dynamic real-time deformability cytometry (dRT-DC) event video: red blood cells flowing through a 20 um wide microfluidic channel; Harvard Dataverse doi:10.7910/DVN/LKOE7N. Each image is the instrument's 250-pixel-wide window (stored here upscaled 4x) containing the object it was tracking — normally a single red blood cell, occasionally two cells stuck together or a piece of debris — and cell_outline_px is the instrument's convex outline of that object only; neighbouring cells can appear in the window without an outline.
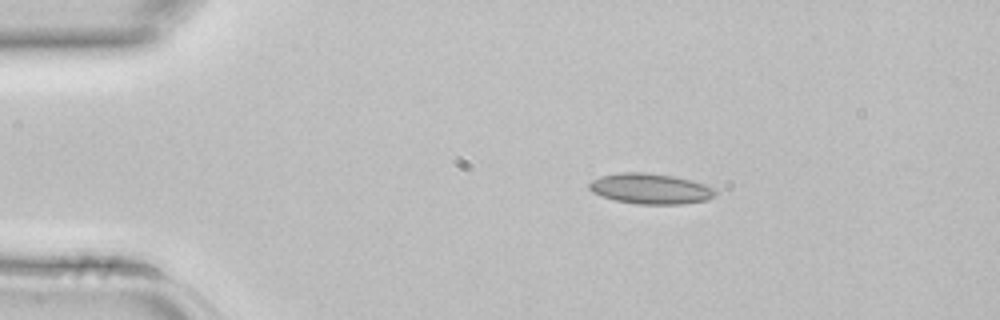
{"species": "common noctule bat (a hibernating species)", "species_latin": "Nyctalus noctula", "temperature_condition": "room temperature", "stored_images_in_passage": 2, "camera_frame_rate_fps": 3000, "um_per_image_px": 0.085, "animal": {"sex": "female", "body_mass_g": 22.7, "forearm_length_mm": 54.2}, "frame": {"image": 1, "passage_image": 2, "time_ms": 0.333, "image_size_px": [1000, 320], "cell_outline_px": [[720, 192], [716, 196], [708, 200], [680, 204], [636, 204], [616, 200], [592, 192], [588, 188], [588, 184], [592, 180], [600, 176], [620, 172], [644, 172], [672, 176], [692, 180], [708, 184], [716, 188]], "centroid_in_image_um": [55.36, 16.04], "position_along_channel_um": 29.6, "area_um2": 22.72}}